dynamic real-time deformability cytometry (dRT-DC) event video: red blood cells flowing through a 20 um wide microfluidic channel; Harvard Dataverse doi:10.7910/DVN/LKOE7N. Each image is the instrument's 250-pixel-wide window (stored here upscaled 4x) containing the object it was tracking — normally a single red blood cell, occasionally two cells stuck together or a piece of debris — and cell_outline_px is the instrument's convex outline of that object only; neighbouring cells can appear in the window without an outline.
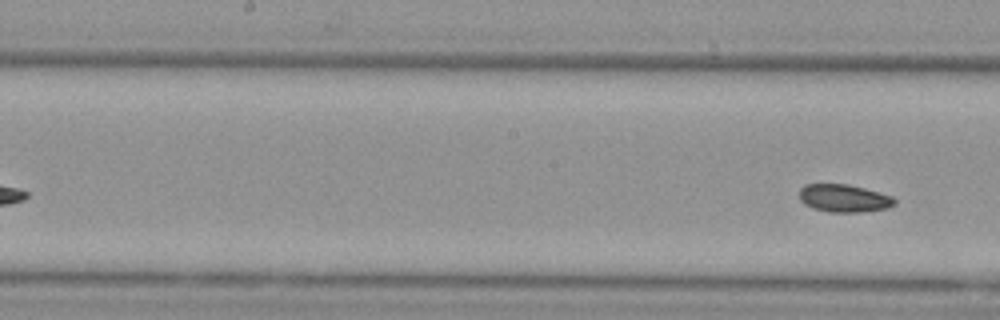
{"species": "Egyptian fruit bat (a non-hibernating species)", "species_latin": "Rousettus aegyptiacus", "temperature_condition": "cold", "stored_images_in_passage": 5, "segment_of_instrument_passage": [2, 2], "camera_frame_rate_fps": 3000, "um_per_image_px": 0.085, "animal": {"sex": "female"}, "frame": {"image": 1, "passage_image": 5, "time_ms": 5.0, "image_size_px": [1000, 320], "cell_outline_px": [[896, 204], [888, 208], [864, 212], [828, 212], [812, 208], [804, 204], [800, 200], [800, 188], [804, 184], [848, 184], [864, 188], [892, 196], [896, 200]], "centroid_in_image_um": [71.74, 16.86], "position_along_channel_um": 176.5, "area_um2": 15.55}}